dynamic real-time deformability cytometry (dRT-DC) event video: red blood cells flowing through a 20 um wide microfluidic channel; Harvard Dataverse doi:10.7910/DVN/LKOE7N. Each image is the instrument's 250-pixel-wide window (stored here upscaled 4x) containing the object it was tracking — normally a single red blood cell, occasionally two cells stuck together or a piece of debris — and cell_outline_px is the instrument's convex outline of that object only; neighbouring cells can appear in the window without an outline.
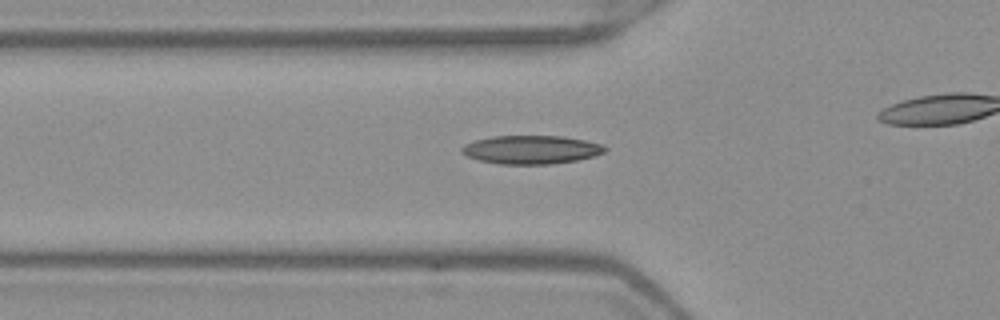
{"species": "Egyptian fruit bat (a non-hibernating species)", "species_latin": "Rousettus aegyptiacus", "temperature_condition": "warm", "stored_images_in_passage": 43, "camera_frame_rate_fps": 3000, "um_per_image_px": 0.085, "frame": {"image": 1, "passage_image": 19, "time_ms": 6.0, "image_size_px": [1000, 320], "cell_outline_px": [[608, 148], [604, 152], [592, 156], [576, 160], [552, 164], [500, 164], [480, 160], [468, 156], [460, 152], [460, 148], [464, 144], [476, 140], [492, 136], [560, 136], [584, 140], [604, 144]], "centroid_in_image_um": [45.15, 12.72], "position_along_channel_um": 80.7, "area_um2": 23.7}}
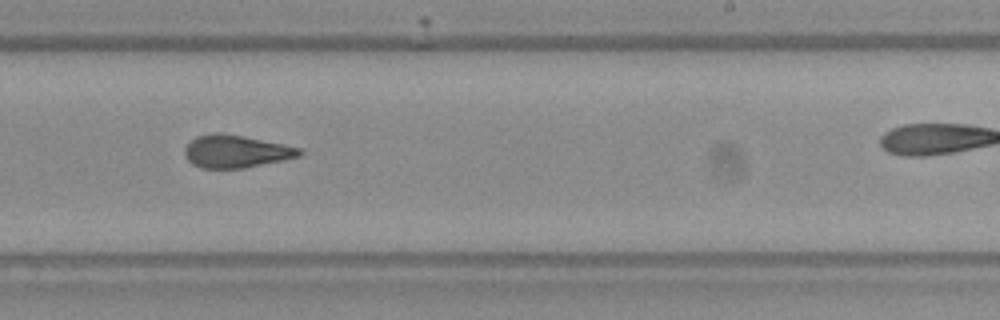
{"frame": {"image": 2, "passage_image": 33, "time_ms": 10.667, "image_size_px": [1000, 320], "cell_outline_px": [[304, 152], [300, 156], [284, 160], [244, 168], [200, 168], [192, 164], [184, 156], [184, 148], [196, 136], [212, 132], [220, 132], [244, 136], [284, 144], [300, 148]], "centroid_in_image_um": [20.04, 12.86], "position_along_channel_um": 269.0, "area_um2": 22.02}}
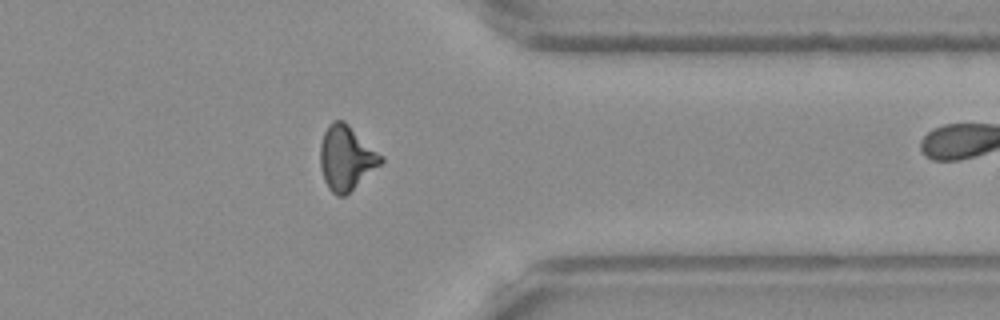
{"frame": {"image": 3, "passage_image": 42, "time_ms": 13.667, "image_size_px": [1000, 320], "cell_outline_px": [[384, 160], [380, 164], [344, 196], [336, 196], [328, 188], [324, 180], [320, 168], [320, 144], [324, 132], [328, 124], [332, 120], [344, 120], [384, 156]], "centroid_in_image_um": [29.41, 13.39], "position_along_channel_um": 382.0, "area_um2": 22.77}}